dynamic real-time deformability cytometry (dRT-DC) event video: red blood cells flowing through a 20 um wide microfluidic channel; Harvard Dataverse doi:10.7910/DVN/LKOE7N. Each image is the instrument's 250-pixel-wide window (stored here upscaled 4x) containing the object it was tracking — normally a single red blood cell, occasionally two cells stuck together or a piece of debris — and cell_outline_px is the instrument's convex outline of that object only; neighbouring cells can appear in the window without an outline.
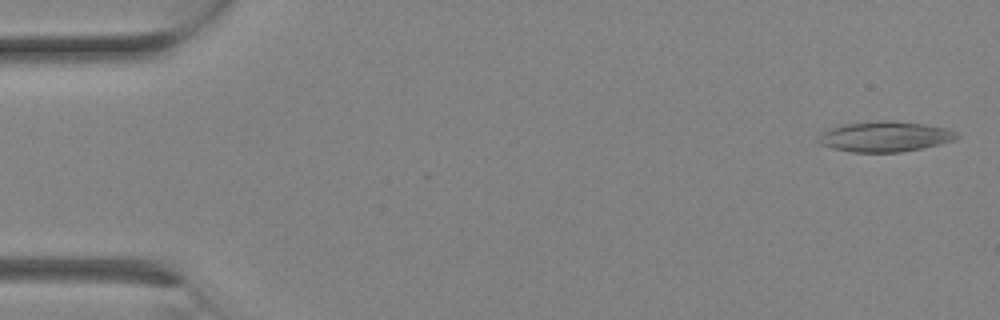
{"species": "Egyptian fruit bat (a non-hibernating species)", "species_latin": "Rousettus aegyptiacus", "temperature_condition": "room temperature", "stored_images_in_passage": 3, "camera_frame_rate_fps": 3000, "um_per_image_px": 0.085, "animal": {"sex": "female"}, "frame": {"image": 1, "passage_image": 3, "time_ms": 0.667, "image_size_px": [1000, 320], "cell_outline_px": [[960, 136], [952, 140], [920, 148], [900, 152], [852, 152], [832, 148], [820, 144], [816, 140], [824, 132], [832, 128], [844, 124], [880, 120], [892, 120], [924, 124], [948, 128], [956, 132]], "centroid_in_image_um": [75.21, 11.6], "position_along_channel_um": 9.8, "area_um2": 24.22}}